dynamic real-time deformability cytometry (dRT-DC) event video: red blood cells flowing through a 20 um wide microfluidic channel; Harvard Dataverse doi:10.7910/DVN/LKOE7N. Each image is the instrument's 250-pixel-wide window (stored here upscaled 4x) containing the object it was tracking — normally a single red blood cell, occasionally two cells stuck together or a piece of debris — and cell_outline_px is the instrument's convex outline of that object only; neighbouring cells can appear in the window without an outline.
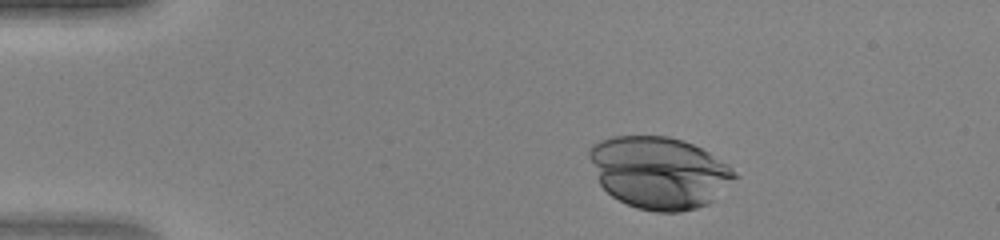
{"species": "human", "species_latin": "Homo sapiens", "temperature_condition": "warm", "stored_images_in_passage": 39, "camera_frame_rate_fps": 3000, "um_per_image_px": 0.085, "donor": {"sex": "female"}, "frame": {"image": 1, "passage_image": 4, "time_ms": 1.0, "image_size_px": [1000, 240], "cell_outline_px": [[740, 176], [708, 204], [696, 208], [680, 212], [656, 212], [636, 208], [612, 196], [600, 184], [588, 156], [588, 152], [592, 144], [600, 140], [612, 136], [668, 136], [684, 140], [708, 152], [728, 164]], "centroid_in_image_um": [56.04, 14.66], "position_along_channel_um": 29.0, "area_um2": 61.09}}
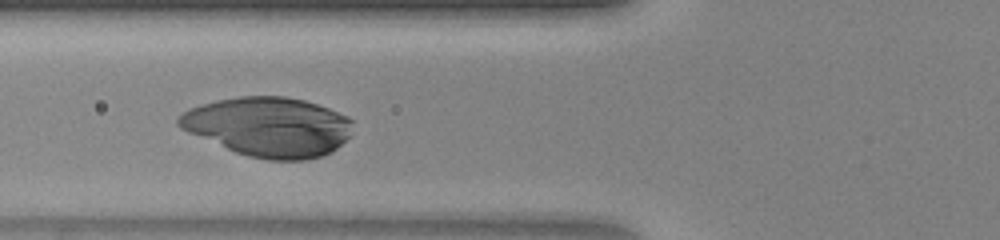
{"frame": {"image": 2, "passage_image": 14, "time_ms": 4.333, "image_size_px": [1000, 240], "cell_outline_px": [[352, 120], [348, 136], [332, 152], [320, 156], [304, 160], [268, 160], [248, 156], [236, 152], [188, 132], [180, 128], [176, 124], [176, 120], [184, 112], [200, 104], [216, 100], [240, 96], [284, 96], [304, 100], [328, 108], [348, 116]], "centroid_in_image_um": [22.81, 10.77], "position_along_channel_um": 103.0, "area_um2": 59.88}}